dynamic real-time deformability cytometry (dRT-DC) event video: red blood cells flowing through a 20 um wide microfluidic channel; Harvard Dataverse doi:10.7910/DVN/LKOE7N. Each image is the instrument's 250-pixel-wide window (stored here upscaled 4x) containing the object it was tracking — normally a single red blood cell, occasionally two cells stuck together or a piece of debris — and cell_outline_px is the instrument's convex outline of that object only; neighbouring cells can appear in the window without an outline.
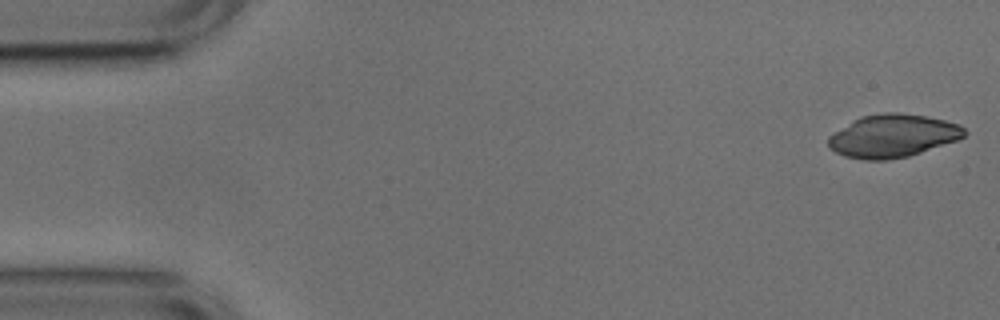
{"species": "common noctule bat (a hibernating species)", "species_latin": "Nyctalus noctula", "temperature_condition": "cold", "stored_images_in_passage": 51, "camera_frame_rate_fps": 3000, "um_per_image_px": 0.085, "animal": {"sex": "male", "body_mass_g": 17.9, "forearm_length_mm": 54.2}, "frame": {"image": 1, "passage_image": 1, "time_ms": 0.0, "image_size_px": [1000, 320], "cell_outline_px": [[968, 132], [964, 136], [956, 140], [908, 156], [884, 160], [864, 160], [844, 156], [836, 152], [828, 144], [828, 136], [852, 120], [860, 116], [884, 112], [896, 112], [924, 116], [944, 120], [960, 124]], "centroid_in_image_um": [75.86, 11.54], "position_along_channel_um": 9.1, "area_um2": 33.87}}